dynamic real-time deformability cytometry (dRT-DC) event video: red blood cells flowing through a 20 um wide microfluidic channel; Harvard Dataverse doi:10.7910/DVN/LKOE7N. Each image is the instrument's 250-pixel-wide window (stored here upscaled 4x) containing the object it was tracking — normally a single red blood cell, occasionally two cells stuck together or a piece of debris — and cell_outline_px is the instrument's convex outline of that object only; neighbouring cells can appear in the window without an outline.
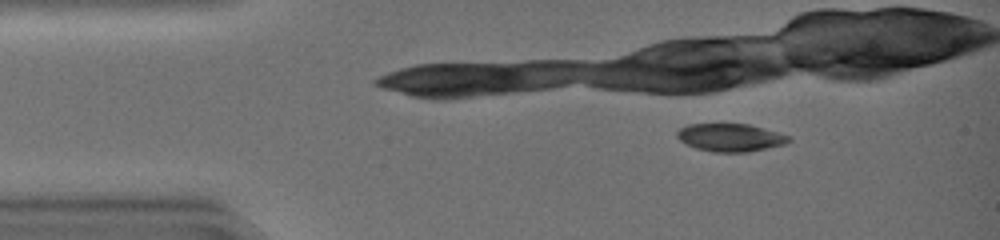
{"species": "common noctule bat (a hibernating species)", "species_latin": "Nyctalus noctula", "temperature_condition": "warm", "stored_images_in_passage": 9, "camera_frame_rate_fps": 3000, "um_per_image_px": 0.085, "animal": {"sex": "female", "body_mass_g": 19.0, "forearm_length_mm": 51.5}, "frame": {"image": 1, "passage_image": 1, "time_ms": 0.0, "image_size_px": [1000, 240], "cell_outline_px": [[792, 140], [784, 144], [764, 148], [740, 152], [720, 152], [700, 148], [688, 144], [680, 140], [676, 136], [676, 132], [680, 128], [688, 124], [748, 124], [792, 136]], "centroid_in_image_um": [62.1, 11.66], "position_along_channel_um": 22.9, "area_um2": 17.69}}